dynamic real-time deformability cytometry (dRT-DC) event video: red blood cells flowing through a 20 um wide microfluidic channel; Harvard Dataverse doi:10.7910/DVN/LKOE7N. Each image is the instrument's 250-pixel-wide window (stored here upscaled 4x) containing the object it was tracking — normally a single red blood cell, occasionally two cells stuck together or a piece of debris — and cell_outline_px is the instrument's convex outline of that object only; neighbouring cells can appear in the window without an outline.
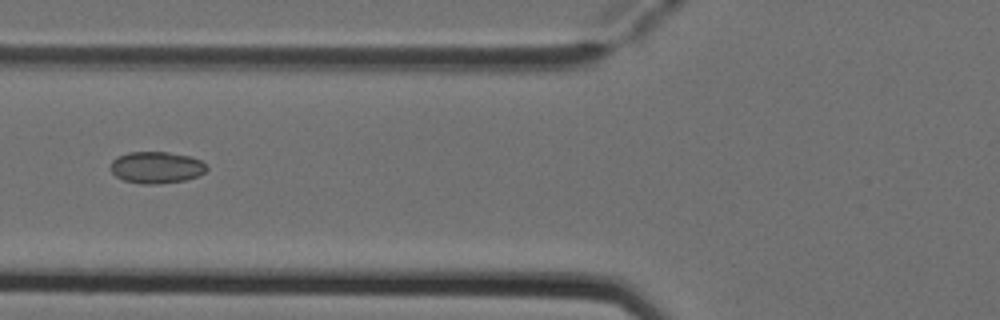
{"species": "Egyptian fruit bat (a non-hibernating species)", "species_latin": "Rousettus aegyptiacus", "temperature_condition": "cold", "stored_images_in_passage": 5, "camera_frame_rate_fps": 3000, "um_per_image_px": 0.085, "animal": {"sex": "female"}, "frame": {"image": 1, "passage_image": 5, "time_ms": 1.333, "image_size_px": [1000, 320], "cell_outline_px": [[208, 168], [200, 176], [184, 180], [160, 184], [140, 184], [124, 180], [116, 176], [112, 172], [112, 160], [116, 156], [128, 152], [168, 152], [188, 156], [200, 160]], "centroid_in_image_um": [13.29, 14.24], "position_along_channel_um": 112.5, "area_um2": 17.74}}